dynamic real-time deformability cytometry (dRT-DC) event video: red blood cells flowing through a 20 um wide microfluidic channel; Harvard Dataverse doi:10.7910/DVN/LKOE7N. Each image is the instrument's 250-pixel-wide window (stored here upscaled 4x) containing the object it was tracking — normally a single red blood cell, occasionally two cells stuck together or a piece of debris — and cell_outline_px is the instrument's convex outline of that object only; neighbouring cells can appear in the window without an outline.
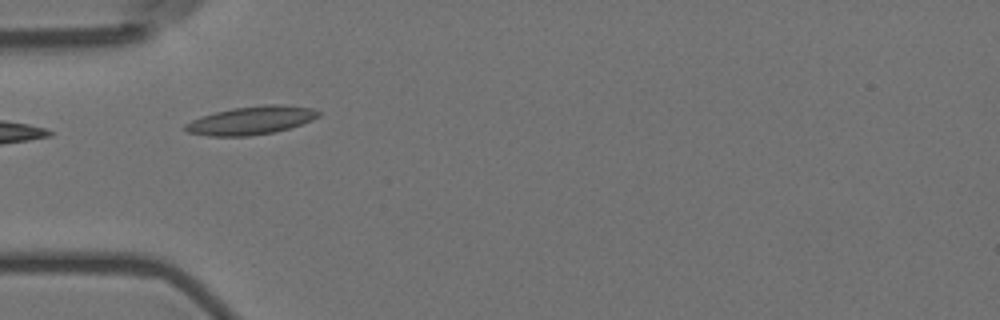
{"species": "Egyptian fruit bat (a non-hibernating species)", "species_latin": "Rousettus aegyptiacus", "temperature_condition": "room temperature", "stored_images_in_passage": 11, "camera_frame_rate_fps": 3000, "um_per_image_px": 0.085, "animal": {"sex": "female"}, "frame": {"image": 1, "passage_image": 3, "time_ms": 0.667, "image_size_px": [1000, 320], "cell_outline_px": [[320, 116], [312, 120], [276, 132], [248, 136], [208, 136], [188, 132], [184, 128], [184, 124], [192, 120], [216, 112], [232, 108], [268, 104], [280, 104], [312, 108], [320, 112]], "centroid_in_image_um": [21.36, 10.23], "position_along_channel_um": 63.6, "area_um2": 21.79}}
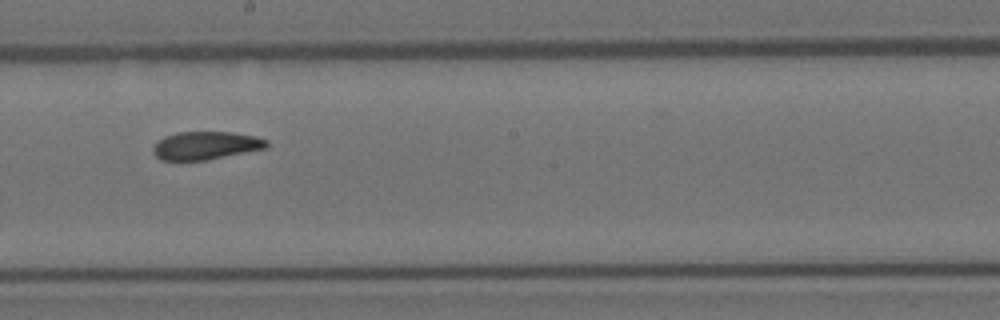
{"frame": {"image": 2, "passage_image": 7, "time_ms": 2.0, "image_size_px": [1000, 320], "cell_outline_px": [[268, 148], [204, 160], [160, 160], [152, 152], [152, 148], [156, 140], [164, 136], [176, 132], [232, 132], [252, 136], [268, 140]], "centroid_in_image_um": [17.44, 12.36], "position_along_channel_um": 230.8, "area_um2": 18.61}}
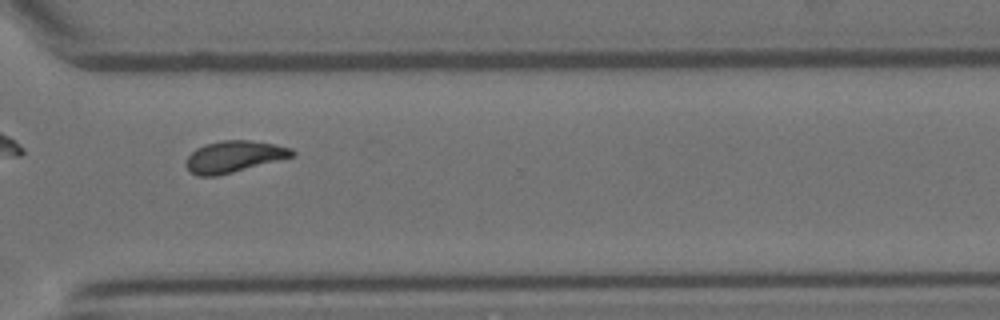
{"frame": {"image": 3, "passage_image": 10, "time_ms": 3.0, "image_size_px": [1000, 320], "cell_outline_px": [[296, 156], [216, 176], [200, 176], [192, 172], [184, 164], [188, 156], [196, 148], [204, 144], [224, 140], [252, 140], [276, 144], [292, 148], [296, 152]], "centroid_in_image_um": [19.93, 13.29], "position_along_channel_um": 350.7, "area_um2": 19.54}}